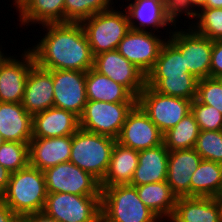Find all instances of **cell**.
Returning <instances> with one entry per match:
<instances>
[{"label": "cell", "mask_w": 222, "mask_h": 222, "mask_svg": "<svg viewBox=\"0 0 222 222\" xmlns=\"http://www.w3.org/2000/svg\"><path fill=\"white\" fill-rule=\"evenodd\" d=\"M43 38L28 49L35 63L48 70L87 72L94 66V56L81 23H48L40 25ZM36 44V45H35Z\"/></svg>", "instance_id": "6da1fadb"}, {"label": "cell", "mask_w": 222, "mask_h": 222, "mask_svg": "<svg viewBox=\"0 0 222 222\" xmlns=\"http://www.w3.org/2000/svg\"><path fill=\"white\" fill-rule=\"evenodd\" d=\"M47 194L43 171L28 165L11 173L9 184L0 199L16 215L23 216L43 211Z\"/></svg>", "instance_id": "7a4b0ae2"}, {"label": "cell", "mask_w": 222, "mask_h": 222, "mask_svg": "<svg viewBox=\"0 0 222 222\" xmlns=\"http://www.w3.org/2000/svg\"><path fill=\"white\" fill-rule=\"evenodd\" d=\"M101 222H163L129 184L101 188Z\"/></svg>", "instance_id": "3957f363"}, {"label": "cell", "mask_w": 222, "mask_h": 222, "mask_svg": "<svg viewBox=\"0 0 222 222\" xmlns=\"http://www.w3.org/2000/svg\"><path fill=\"white\" fill-rule=\"evenodd\" d=\"M115 143L114 138L79 128L72 135L69 161L101 182L107 173Z\"/></svg>", "instance_id": "277c9868"}, {"label": "cell", "mask_w": 222, "mask_h": 222, "mask_svg": "<svg viewBox=\"0 0 222 222\" xmlns=\"http://www.w3.org/2000/svg\"><path fill=\"white\" fill-rule=\"evenodd\" d=\"M114 7L83 20L81 25L87 36L93 56L115 50L129 32L130 23L126 10Z\"/></svg>", "instance_id": "5b68a950"}, {"label": "cell", "mask_w": 222, "mask_h": 222, "mask_svg": "<svg viewBox=\"0 0 222 222\" xmlns=\"http://www.w3.org/2000/svg\"><path fill=\"white\" fill-rule=\"evenodd\" d=\"M43 211L58 222H101V196L48 193Z\"/></svg>", "instance_id": "8992f818"}, {"label": "cell", "mask_w": 222, "mask_h": 222, "mask_svg": "<svg viewBox=\"0 0 222 222\" xmlns=\"http://www.w3.org/2000/svg\"><path fill=\"white\" fill-rule=\"evenodd\" d=\"M191 103L192 100L160 94L147 85L137 98V104L163 134L191 112Z\"/></svg>", "instance_id": "52a82bcc"}, {"label": "cell", "mask_w": 222, "mask_h": 222, "mask_svg": "<svg viewBox=\"0 0 222 222\" xmlns=\"http://www.w3.org/2000/svg\"><path fill=\"white\" fill-rule=\"evenodd\" d=\"M136 104L87 101L79 117V128L117 139L127 114Z\"/></svg>", "instance_id": "ba28073f"}, {"label": "cell", "mask_w": 222, "mask_h": 222, "mask_svg": "<svg viewBox=\"0 0 222 222\" xmlns=\"http://www.w3.org/2000/svg\"><path fill=\"white\" fill-rule=\"evenodd\" d=\"M178 27H174L168 39L180 50L185 68L199 80L210 77L213 41L198 34L191 27Z\"/></svg>", "instance_id": "9c48e42d"}, {"label": "cell", "mask_w": 222, "mask_h": 222, "mask_svg": "<svg viewBox=\"0 0 222 222\" xmlns=\"http://www.w3.org/2000/svg\"><path fill=\"white\" fill-rule=\"evenodd\" d=\"M47 193L101 196L100 182L72 162H63L43 171Z\"/></svg>", "instance_id": "30bf717a"}, {"label": "cell", "mask_w": 222, "mask_h": 222, "mask_svg": "<svg viewBox=\"0 0 222 222\" xmlns=\"http://www.w3.org/2000/svg\"><path fill=\"white\" fill-rule=\"evenodd\" d=\"M157 32L130 29L119 42L118 52L140 69L146 76L153 69L162 45L167 40ZM163 37V38H161Z\"/></svg>", "instance_id": "8fae6325"}, {"label": "cell", "mask_w": 222, "mask_h": 222, "mask_svg": "<svg viewBox=\"0 0 222 222\" xmlns=\"http://www.w3.org/2000/svg\"><path fill=\"white\" fill-rule=\"evenodd\" d=\"M93 68L124 86L135 98L146 86V75L121 55L117 49L94 56Z\"/></svg>", "instance_id": "7c38bea8"}, {"label": "cell", "mask_w": 222, "mask_h": 222, "mask_svg": "<svg viewBox=\"0 0 222 222\" xmlns=\"http://www.w3.org/2000/svg\"><path fill=\"white\" fill-rule=\"evenodd\" d=\"M163 136L160 129L136 104L127 114L116 142L133 150L141 151L163 144Z\"/></svg>", "instance_id": "4fadbf2b"}, {"label": "cell", "mask_w": 222, "mask_h": 222, "mask_svg": "<svg viewBox=\"0 0 222 222\" xmlns=\"http://www.w3.org/2000/svg\"><path fill=\"white\" fill-rule=\"evenodd\" d=\"M54 85V107L73 112L80 117L87 103L86 72L51 70Z\"/></svg>", "instance_id": "5bb4252c"}, {"label": "cell", "mask_w": 222, "mask_h": 222, "mask_svg": "<svg viewBox=\"0 0 222 222\" xmlns=\"http://www.w3.org/2000/svg\"><path fill=\"white\" fill-rule=\"evenodd\" d=\"M22 51L18 58L14 54L0 65V102L22 103L28 74L35 63L27 47Z\"/></svg>", "instance_id": "9a60e30c"}, {"label": "cell", "mask_w": 222, "mask_h": 222, "mask_svg": "<svg viewBox=\"0 0 222 222\" xmlns=\"http://www.w3.org/2000/svg\"><path fill=\"white\" fill-rule=\"evenodd\" d=\"M22 106L32 116L54 107V85L51 70L34 63L26 81Z\"/></svg>", "instance_id": "2e32d148"}, {"label": "cell", "mask_w": 222, "mask_h": 222, "mask_svg": "<svg viewBox=\"0 0 222 222\" xmlns=\"http://www.w3.org/2000/svg\"><path fill=\"white\" fill-rule=\"evenodd\" d=\"M201 161L194 148L169 152L166 181L177 198L190 196L191 177Z\"/></svg>", "instance_id": "e0dca14e"}, {"label": "cell", "mask_w": 222, "mask_h": 222, "mask_svg": "<svg viewBox=\"0 0 222 222\" xmlns=\"http://www.w3.org/2000/svg\"><path fill=\"white\" fill-rule=\"evenodd\" d=\"M72 135L55 138H32L29 141V165L44 171L68 162L71 154Z\"/></svg>", "instance_id": "ac0fdd59"}, {"label": "cell", "mask_w": 222, "mask_h": 222, "mask_svg": "<svg viewBox=\"0 0 222 222\" xmlns=\"http://www.w3.org/2000/svg\"><path fill=\"white\" fill-rule=\"evenodd\" d=\"M169 222H222V200L214 197H179Z\"/></svg>", "instance_id": "d6986e66"}, {"label": "cell", "mask_w": 222, "mask_h": 222, "mask_svg": "<svg viewBox=\"0 0 222 222\" xmlns=\"http://www.w3.org/2000/svg\"><path fill=\"white\" fill-rule=\"evenodd\" d=\"M130 1L128 5H125L124 9L127 12L130 28L134 30L150 31L160 33V28H164L165 32L171 34L174 28L168 21L163 0H125ZM169 26L168 28H166ZM150 27V28H149ZM147 28V29H146ZM153 29V30H152ZM169 31V32H168Z\"/></svg>", "instance_id": "ffe728a7"}, {"label": "cell", "mask_w": 222, "mask_h": 222, "mask_svg": "<svg viewBox=\"0 0 222 222\" xmlns=\"http://www.w3.org/2000/svg\"><path fill=\"white\" fill-rule=\"evenodd\" d=\"M78 129L79 117L71 111L51 107L33 115V138L63 137L73 135Z\"/></svg>", "instance_id": "44dd1931"}, {"label": "cell", "mask_w": 222, "mask_h": 222, "mask_svg": "<svg viewBox=\"0 0 222 222\" xmlns=\"http://www.w3.org/2000/svg\"><path fill=\"white\" fill-rule=\"evenodd\" d=\"M33 116L22 103L0 102V135L6 142L29 143Z\"/></svg>", "instance_id": "7402d4cb"}, {"label": "cell", "mask_w": 222, "mask_h": 222, "mask_svg": "<svg viewBox=\"0 0 222 222\" xmlns=\"http://www.w3.org/2000/svg\"><path fill=\"white\" fill-rule=\"evenodd\" d=\"M64 2L65 0H13L11 4H14L16 12H19V26H27L28 29L31 24L40 26L64 23Z\"/></svg>", "instance_id": "603a6c76"}, {"label": "cell", "mask_w": 222, "mask_h": 222, "mask_svg": "<svg viewBox=\"0 0 222 222\" xmlns=\"http://www.w3.org/2000/svg\"><path fill=\"white\" fill-rule=\"evenodd\" d=\"M169 152L164 143L139 151L138 166L129 185L140 186L166 181Z\"/></svg>", "instance_id": "cb8c5ba5"}, {"label": "cell", "mask_w": 222, "mask_h": 222, "mask_svg": "<svg viewBox=\"0 0 222 222\" xmlns=\"http://www.w3.org/2000/svg\"><path fill=\"white\" fill-rule=\"evenodd\" d=\"M86 97L87 101L137 103V98L124 86L100 74L94 68L86 72Z\"/></svg>", "instance_id": "d4e9b609"}, {"label": "cell", "mask_w": 222, "mask_h": 222, "mask_svg": "<svg viewBox=\"0 0 222 222\" xmlns=\"http://www.w3.org/2000/svg\"><path fill=\"white\" fill-rule=\"evenodd\" d=\"M139 151L125 147L118 142L113 146L110 163L100 187L130 184L138 166Z\"/></svg>", "instance_id": "484cf974"}, {"label": "cell", "mask_w": 222, "mask_h": 222, "mask_svg": "<svg viewBox=\"0 0 222 222\" xmlns=\"http://www.w3.org/2000/svg\"><path fill=\"white\" fill-rule=\"evenodd\" d=\"M142 202L152 210L163 222L171 218L177 202L167 181L134 186Z\"/></svg>", "instance_id": "4316f807"}, {"label": "cell", "mask_w": 222, "mask_h": 222, "mask_svg": "<svg viewBox=\"0 0 222 222\" xmlns=\"http://www.w3.org/2000/svg\"><path fill=\"white\" fill-rule=\"evenodd\" d=\"M222 193V164L203 160L192 174L190 196L220 198Z\"/></svg>", "instance_id": "83f0119b"}, {"label": "cell", "mask_w": 222, "mask_h": 222, "mask_svg": "<svg viewBox=\"0 0 222 222\" xmlns=\"http://www.w3.org/2000/svg\"><path fill=\"white\" fill-rule=\"evenodd\" d=\"M198 81L190 72L183 76H146V85L158 93L192 101L196 98Z\"/></svg>", "instance_id": "f1b7e54d"}, {"label": "cell", "mask_w": 222, "mask_h": 222, "mask_svg": "<svg viewBox=\"0 0 222 222\" xmlns=\"http://www.w3.org/2000/svg\"><path fill=\"white\" fill-rule=\"evenodd\" d=\"M200 129L193 114H187L175 127L163 136V143L169 151L194 148Z\"/></svg>", "instance_id": "f546056e"}, {"label": "cell", "mask_w": 222, "mask_h": 222, "mask_svg": "<svg viewBox=\"0 0 222 222\" xmlns=\"http://www.w3.org/2000/svg\"><path fill=\"white\" fill-rule=\"evenodd\" d=\"M188 72L180 50L167 38L162 45L153 69L147 76H183Z\"/></svg>", "instance_id": "4dcf8cb0"}, {"label": "cell", "mask_w": 222, "mask_h": 222, "mask_svg": "<svg viewBox=\"0 0 222 222\" xmlns=\"http://www.w3.org/2000/svg\"><path fill=\"white\" fill-rule=\"evenodd\" d=\"M118 0H115V3ZM113 0H65L64 23H81L99 12L113 7Z\"/></svg>", "instance_id": "1f68e13d"}, {"label": "cell", "mask_w": 222, "mask_h": 222, "mask_svg": "<svg viewBox=\"0 0 222 222\" xmlns=\"http://www.w3.org/2000/svg\"><path fill=\"white\" fill-rule=\"evenodd\" d=\"M190 27L211 41L222 40V8L200 9Z\"/></svg>", "instance_id": "d6a6232c"}, {"label": "cell", "mask_w": 222, "mask_h": 222, "mask_svg": "<svg viewBox=\"0 0 222 222\" xmlns=\"http://www.w3.org/2000/svg\"><path fill=\"white\" fill-rule=\"evenodd\" d=\"M0 165L11 173L29 165V143L5 142L0 147Z\"/></svg>", "instance_id": "836d02e7"}, {"label": "cell", "mask_w": 222, "mask_h": 222, "mask_svg": "<svg viewBox=\"0 0 222 222\" xmlns=\"http://www.w3.org/2000/svg\"><path fill=\"white\" fill-rule=\"evenodd\" d=\"M194 149L203 160L222 164V130L200 131Z\"/></svg>", "instance_id": "e575fe53"}, {"label": "cell", "mask_w": 222, "mask_h": 222, "mask_svg": "<svg viewBox=\"0 0 222 222\" xmlns=\"http://www.w3.org/2000/svg\"><path fill=\"white\" fill-rule=\"evenodd\" d=\"M191 113L198 123L200 131L222 130V114L216 108L194 99L191 103Z\"/></svg>", "instance_id": "d590c367"}, {"label": "cell", "mask_w": 222, "mask_h": 222, "mask_svg": "<svg viewBox=\"0 0 222 222\" xmlns=\"http://www.w3.org/2000/svg\"><path fill=\"white\" fill-rule=\"evenodd\" d=\"M195 99L216 108L222 114V84L219 79L212 77L200 79Z\"/></svg>", "instance_id": "8d00e7d4"}, {"label": "cell", "mask_w": 222, "mask_h": 222, "mask_svg": "<svg viewBox=\"0 0 222 222\" xmlns=\"http://www.w3.org/2000/svg\"><path fill=\"white\" fill-rule=\"evenodd\" d=\"M163 6L165 15L173 27H177V24L181 22L178 20L182 15L186 16V19L192 20H187L189 25L187 24V21L184 20V22H186L183 23L184 26L190 27L195 22L196 12L191 8L187 0H163Z\"/></svg>", "instance_id": "74e56055"}, {"label": "cell", "mask_w": 222, "mask_h": 222, "mask_svg": "<svg viewBox=\"0 0 222 222\" xmlns=\"http://www.w3.org/2000/svg\"><path fill=\"white\" fill-rule=\"evenodd\" d=\"M220 75H222V40H215L211 54L210 77L218 78Z\"/></svg>", "instance_id": "f35d334b"}, {"label": "cell", "mask_w": 222, "mask_h": 222, "mask_svg": "<svg viewBox=\"0 0 222 222\" xmlns=\"http://www.w3.org/2000/svg\"><path fill=\"white\" fill-rule=\"evenodd\" d=\"M20 222H58L55 218H52L44 211H38L35 213H29L20 216Z\"/></svg>", "instance_id": "ab89813d"}, {"label": "cell", "mask_w": 222, "mask_h": 222, "mask_svg": "<svg viewBox=\"0 0 222 222\" xmlns=\"http://www.w3.org/2000/svg\"><path fill=\"white\" fill-rule=\"evenodd\" d=\"M0 222H20V216L0 199Z\"/></svg>", "instance_id": "60d3db41"}, {"label": "cell", "mask_w": 222, "mask_h": 222, "mask_svg": "<svg viewBox=\"0 0 222 222\" xmlns=\"http://www.w3.org/2000/svg\"><path fill=\"white\" fill-rule=\"evenodd\" d=\"M11 172L0 165V198L9 184Z\"/></svg>", "instance_id": "b9f144b4"}, {"label": "cell", "mask_w": 222, "mask_h": 222, "mask_svg": "<svg viewBox=\"0 0 222 222\" xmlns=\"http://www.w3.org/2000/svg\"><path fill=\"white\" fill-rule=\"evenodd\" d=\"M191 8L197 13L200 9L204 8L207 0H187Z\"/></svg>", "instance_id": "7bdbcfd3"}, {"label": "cell", "mask_w": 222, "mask_h": 222, "mask_svg": "<svg viewBox=\"0 0 222 222\" xmlns=\"http://www.w3.org/2000/svg\"><path fill=\"white\" fill-rule=\"evenodd\" d=\"M204 8H222V0H207Z\"/></svg>", "instance_id": "ee69618b"}, {"label": "cell", "mask_w": 222, "mask_h": 222, "mask_svg": "<svg viewBox=\"0 0 222 222\" xmlns=\"http://www.w3.org/2000/svg\"><path fill=\"white\" fill-rule=\"evenodd\" d=\"M1 44L2 43H0V48H1L0 49V65L3 64L11 56L10 53L9 55L7 53H4V50H3L4 47Z\"/></svg>", "instance_id": "f6af8a7d"}, {"label": "cell", "mask_w": 222, "mask_h": 222, "mask_svg": "<svg viewBox=\"0 0 222 222\" xmlns=\"http://www.w3.org/2000/svg\"><path fill=\"white\" fill-rule=\"evenodd\" d=\"M6 141L3 139V137L0 135V147L3 143H5Z\"/></svg>", "instance_id": "bcb514c9"}, {"label": "cell", "mask_w": 222, "mask_h": 222, "mask_svg": "<svg viewBox=\"0 0 222 222\" xmlns=\"http://www.w3.org/2000/svg\"><path fill=\"white\" fill-rule=\"evenodd\" d=\"M218 79H219V81H220L221 84H222V75H220V76L218 77Z\"/></svg>", "instance_id": "7dc6e473"}]
</instances>
